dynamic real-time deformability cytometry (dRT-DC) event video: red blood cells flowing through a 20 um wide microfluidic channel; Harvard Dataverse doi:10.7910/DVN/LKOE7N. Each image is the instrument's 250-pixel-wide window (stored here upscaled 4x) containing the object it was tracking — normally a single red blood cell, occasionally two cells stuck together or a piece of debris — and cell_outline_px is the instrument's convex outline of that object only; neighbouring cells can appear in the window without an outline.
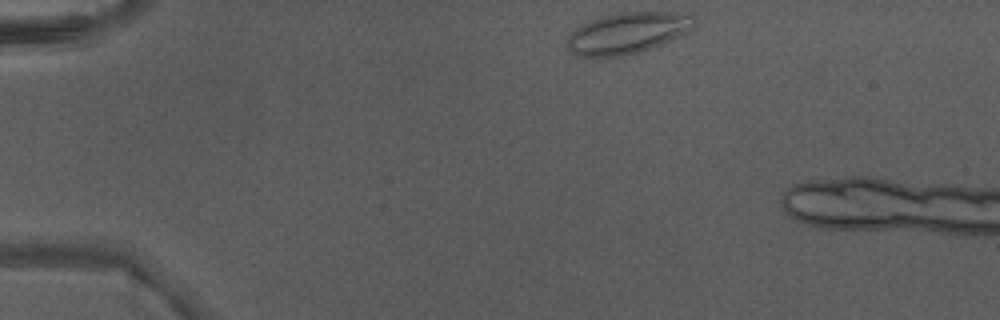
{"species": "Egyptian fruit bat (a non-hibernating species)", "species_latin": "Rousettus aegyptiacus", "temperature_condition": "warm", "stored_images_in_passage": 6, "camera_frame_rate_fps": 3000, "um_per_image_px": 0.085, "animal": {"sex": "male"}, "frame": {"image": 1, "passage_image": 1, "time_ms": 0.0, "image_size_px": [1000, 320], "cell_outline_px": [[696, 24], [692, 28], [660, 44], [640, 52], [620, 56], [596, 60], [576, 56], [568, 48], [568, 36], [580, 24], [604, 16], [620, 12], [692, 12], [696, 16]], "centroid_in_image_um": [53.32, 2.82], "position_along_channel_um": 31.7, "area_um2": 30.92}}